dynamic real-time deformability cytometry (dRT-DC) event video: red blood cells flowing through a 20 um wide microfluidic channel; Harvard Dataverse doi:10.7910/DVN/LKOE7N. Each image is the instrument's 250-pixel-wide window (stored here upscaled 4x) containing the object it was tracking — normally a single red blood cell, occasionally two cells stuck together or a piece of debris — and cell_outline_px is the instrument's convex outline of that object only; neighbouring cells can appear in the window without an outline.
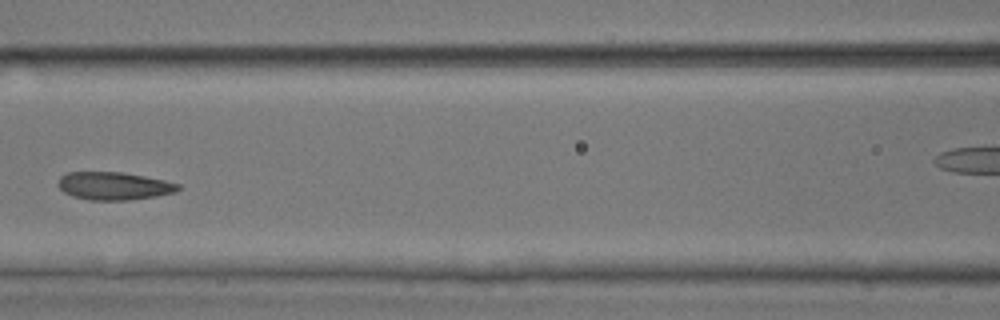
{"species": "common noctule bat (a hibernating species)", "species_latin": "Nyctalus noctula", "temperature_condition": "room temperature", "stored_images_in_passage": 8, "segment_of_instrument_passage": [1, 2], "camera_frame_rate_fps": 3000, "um_per_image_px": 0.085, "animal": {"sex": "male", "body_mass_g": 17.9, "forearm_length_mm": 54.2}, "frame": {"image": 1, "passage_image": 7, "time_ms": 2.0, "image_size_px": [1000, 320], "cell_outline_px": [[180, 188], [176, 192], [156, 196], [128, 200], [88, 200], [72, 196], [64, 192], [56, 184], [60, 176], [68, 172], [124, 172], [164, 180], [180, 184]], "centroid_in_image_um": [9.66, 15.8], "position_along_channel_um": 156.9, "area_um2": 19.59}}